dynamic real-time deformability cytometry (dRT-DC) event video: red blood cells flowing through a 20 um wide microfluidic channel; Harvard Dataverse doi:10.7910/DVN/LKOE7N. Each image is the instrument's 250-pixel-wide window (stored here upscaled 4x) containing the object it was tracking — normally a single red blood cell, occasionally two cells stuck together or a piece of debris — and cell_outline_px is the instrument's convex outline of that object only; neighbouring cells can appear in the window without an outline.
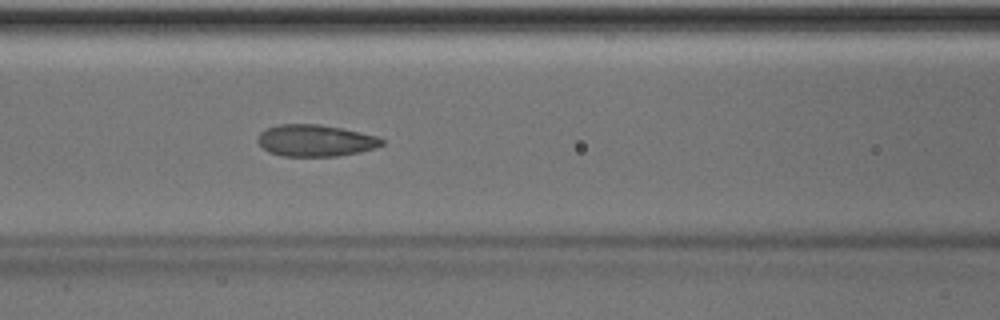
{"species": "Egyptian fruit bat (a non-hibernating species)", "species_latin": "Rousettus aegyptiacus", "temperature_condition": "room temperature", "stored_images_in_passage": 51, "camera_frame_rate_fps": 3000, "um_per_image_px": 0.085, "animal": {"sex": "male"}, "frame": {"image": 1, "passage_image": 22, "time_ms": 7.0, "image_size_px": [1000, 320], "cell_outline_px": [[384, 144], [376, 148], [360, 152], [336, 156], [284, 156], [268, 152], [256, 140], [260, 132], [264, 128], [276, 124], [320, 124], [360, 132], [376, 136], [384, 140]], "centroid_in_image_um": [26.78, 11.94], "position_along_channel_um": 139.8, "area_um2": 23.06}, "authors_computed_cell_mechanics": {"area_um2": 23.0622, "velocity_mm_per_s": 4.0008, "shape_relaxation_time_tau1_ms": 7.2541, "shape_relaxation_time_tau2_ms": 1.1478, "deformation_change_tau1": 0.1516, "deformation_change_tau2": 0.0586}}